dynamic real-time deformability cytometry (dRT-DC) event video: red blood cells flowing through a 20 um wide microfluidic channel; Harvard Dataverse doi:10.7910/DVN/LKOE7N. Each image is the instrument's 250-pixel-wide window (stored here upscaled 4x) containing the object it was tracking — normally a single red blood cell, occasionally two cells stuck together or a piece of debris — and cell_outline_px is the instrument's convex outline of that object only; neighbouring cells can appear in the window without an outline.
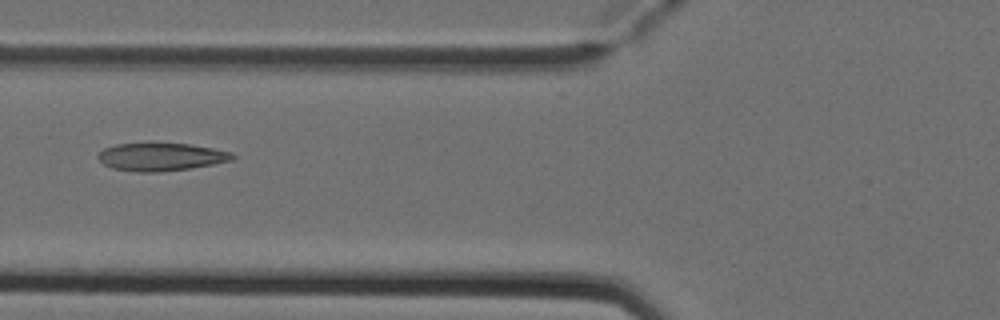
{"species": "Egyptian fruit bat (a non-hibernating species)", "species_latin": "Rousettus aegyptiacus", "temperature_condition": "cold", "stored_images_in_passage": 4, "camera_frame_rate_fps": 3000, "um_per_image_px": 0.085, "animal": {"sex": "female"}, "frame": {"image": 1, "passage_image": 2, "time_ms": 0.333, "image_size_px": [1000, 320], "cell_outline_px": [[236, 156], [232, 160], [212, 164], [188, 168], [160, 172], [136, 172], [112, 168], [104, 164], [96, 156], [104, 148], [116, 144], [148, 140], [152, 140], [188, 144], [212, 148], [232, 152]], "centroid_in_image_um": [13.63, 13.28], "position_along_channel_um": 112.2, "area_um2": 22.6}}
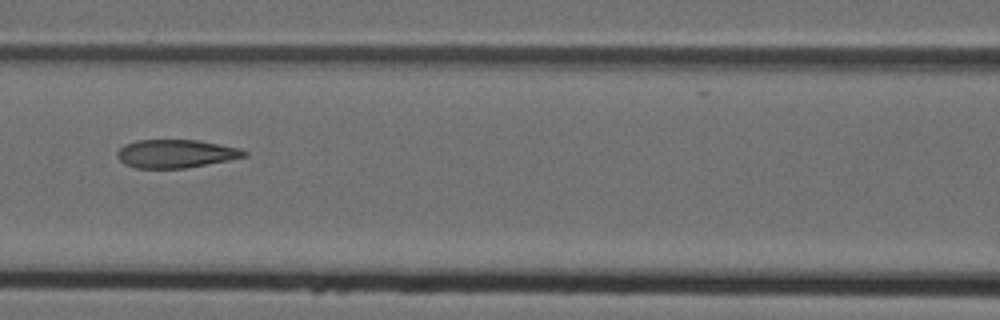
{"frame": {"image": 2, "passage_image": 3, "time_ms": 0.667, "image_size_px": [1000, 320], "cell_outline_px": [[248, 156], [228, 160], [184, 168], [136, 168], [124, 164], [116, 156], [116, 152], [124, 144], [136, 140], [196, 140], [220, 144], [240, 148], [248, 152]], "centroid_in_image_um": [14.93, 13.06], "position_along_channel_um": 151.7, "area_um2": 20.92}}